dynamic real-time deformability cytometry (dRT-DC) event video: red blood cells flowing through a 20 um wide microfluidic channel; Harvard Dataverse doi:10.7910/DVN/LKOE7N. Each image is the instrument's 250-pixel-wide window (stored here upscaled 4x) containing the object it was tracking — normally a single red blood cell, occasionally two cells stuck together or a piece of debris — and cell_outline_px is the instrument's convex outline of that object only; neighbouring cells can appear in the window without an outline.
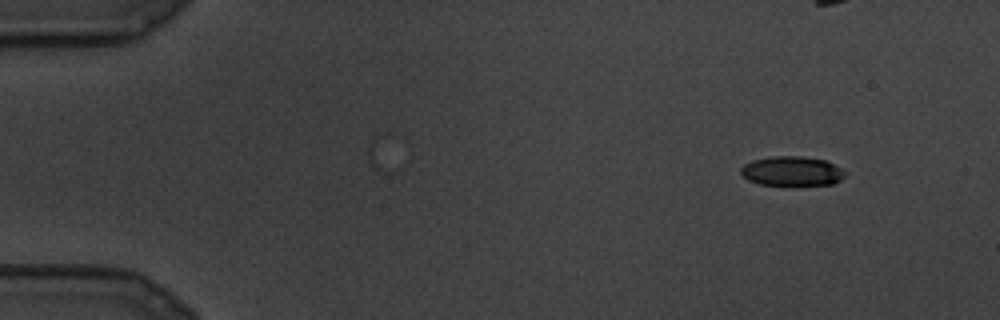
{"species": "common noctule bat (a hibernating species)", "species_latin": "Nyctalus noctula", "temperature_condition": "cold", "stored_images_in_passage": 2, "camera_frame_rate_fps": 3000, "um_per_image_px": 0.085, "animal": {"sex": "male", "body_mass_g": 19.5, "forearm_length_mm": 54.6}, "frame": {"image": 1, "passage_image": 1, "time_ms": 0.0, "image_size_px": [1000, 320], "cell_outline_px": [[844, 176], [840, 180], [832, 184], [792, 188], [760, 184], [748, 180], [740, 172], [740, 168], [744, 164], [752, 160], [768, 156], [800, 156], [828, 160], [840, 168], [844, 172]], "centroid_in_image_um": [67.3, 14.59], "position_along_channel_um": 17.7, "area_um2": 18.79}}